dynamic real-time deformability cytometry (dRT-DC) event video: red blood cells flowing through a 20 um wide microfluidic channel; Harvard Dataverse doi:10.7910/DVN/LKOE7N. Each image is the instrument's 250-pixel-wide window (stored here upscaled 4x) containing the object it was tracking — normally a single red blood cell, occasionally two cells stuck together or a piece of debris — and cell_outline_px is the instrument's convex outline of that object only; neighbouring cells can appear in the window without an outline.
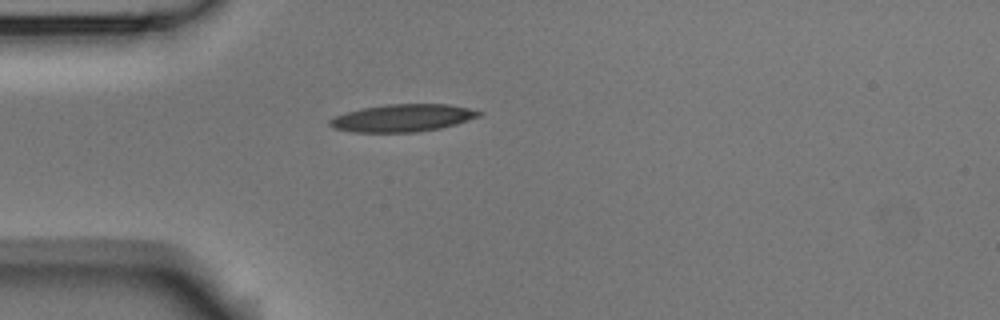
{"species": "Egyptian fruit bat (a non-hibernating species)", "species_latin": "Rousettus aegyptiacus", "temperature_condition": "room temperature", "stored_images_in_passage": 1, "camera_frame_rate_fps": 3000, "um_per_image_px": 0.085, "animal": {"sex": "male"}, "frame": {"image": 1, "passage_image": 1, "time_ms": 0.0, "image_size_px": [1000, 320], "cell_outline_px": [[484, 112], [480, 116], [456, 124], [440, 128], [416, 132], [352, 132], [332, 128], [328, 124], [328, 120], [336, 116], [360, 108], [388, 104], [448, 104], [468, 108]], "centroid_in_image_um": [34.21, 10.03], "position_along_channel_um": 50.8, "area_um2": 23.87}}